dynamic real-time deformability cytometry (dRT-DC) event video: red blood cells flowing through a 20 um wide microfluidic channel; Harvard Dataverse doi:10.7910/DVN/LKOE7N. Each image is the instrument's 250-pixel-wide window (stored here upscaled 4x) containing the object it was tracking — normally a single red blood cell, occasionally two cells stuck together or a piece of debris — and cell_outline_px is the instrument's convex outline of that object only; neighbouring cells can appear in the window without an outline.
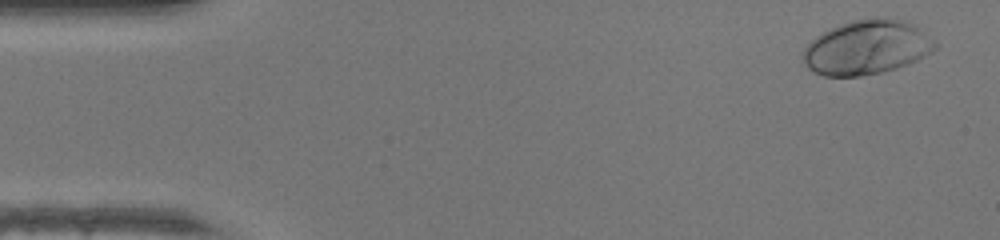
{"species": "human", "species_latin": "Homo sapiens", "temperature_condition": "warm", "stored_images_in_passage": 47, "camera_frame_rate_fps": 3000, "um_per_image_px": 0.085, "donor": {"sex": "female"}, "frame": {"image": 1, "passage_image": 2, "time_ms": 0.333, "image_size_px": [1000, 240], "cell_outline_px": [[936, 48], [932, 52], [908, 64], [896, 68], [880, 72], [860, 76], [824, 76], [812, 72], [804, 64], [804, 48], [816, 36], [840, 24], [852, 20], [876, 16], [916, 24], [936, 44]], "centroid_in_image_um": [73.66, 4.03], "position_along_channel_um": 11.3, "area_um2": 41.56}}
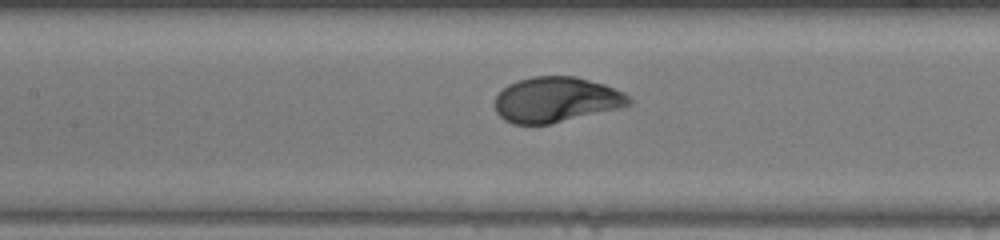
{"frame": {"image": 2, "passage_image": 21, "time_ms": 6.667, "image_size_px": [1000, 240], "cell_outline_px": [[632, 104], [620, 108], [548, 124], [512, 124], [504, 120], [496, 112], [496, 96], [508, 84], [516, 80], [532, 76], [576, 76], [604, 84], [624, 92], [632, 100]], "centroid_in_image_um": [47.27, 8.46], "position_along_channel_um": 160.1, "area_um2": 35.37}}
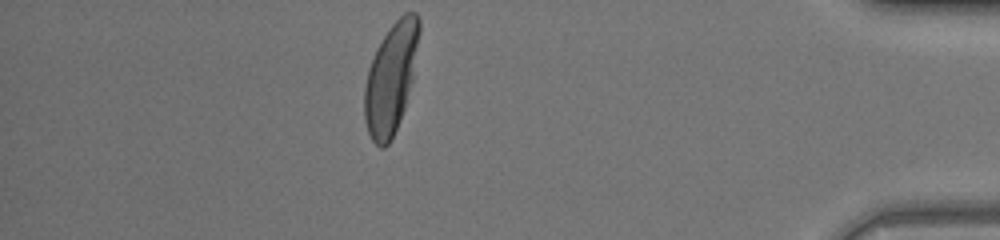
{"frame": {"image": 3, "passage_image": 41, "time_ms": 13.333, "image_size_px": [1000, 240], "cell_outline_px": [[420, 32], [412, 80], [404, 108], [396, 128], [388, 144], [384, 148], [380, 148], [372, 140], [368, 132], [364, 120], [364, 88], [368, 68], [376, 48], [380, 40], [392, 24], [404, 12], [416, 12], [420, 20]], "centroid_in_image_um": [33.21, 6.62], "position_along_channel_um": 402.0, "area_um2": 35.03}, "authors_computed_cell_mechanics": {"area_um2": 36.0094, "velocity_mm_per_s": 4.3463, "shape_relaxation_time_tau1_ms": 2.1, "shape_relaxation_time_tau2_ms": null, "deformation_change_tau1": 0.1958, "deformation_change_tau2": null}}